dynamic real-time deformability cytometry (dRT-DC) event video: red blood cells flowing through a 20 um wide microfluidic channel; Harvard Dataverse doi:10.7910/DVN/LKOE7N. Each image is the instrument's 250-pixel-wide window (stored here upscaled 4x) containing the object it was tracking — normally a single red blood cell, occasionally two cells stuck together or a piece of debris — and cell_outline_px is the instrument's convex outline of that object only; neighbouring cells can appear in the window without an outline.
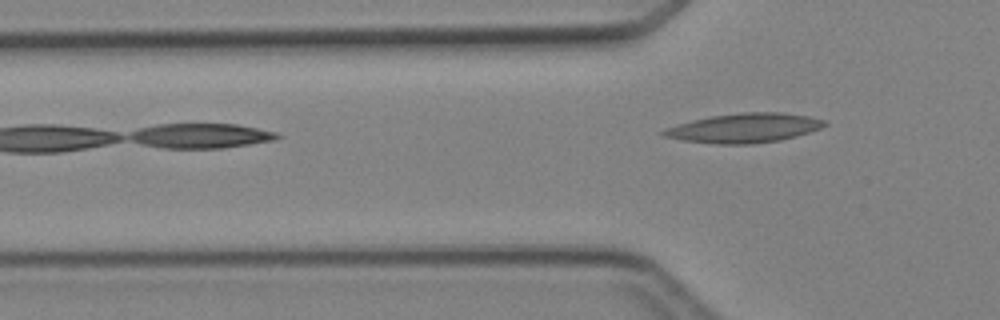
{"species": "Egyptian fruit bat (a non-hibernating species)", "species_latin": "Rousettus aegyptiacus", "temperature_condition": "cold", "stored_images_in_passage": 6, "camera_frame_rate_fps": 3000, "um_per_image_px": 0.085, "animal": {"sex": "female"}, "frame": {"image": 1, "passage_image": 4, "time_ms": 4.667, "image_size_px": [1000, 320], "cell_outline_px": [[828, 124], [820, 128], [796, 136], [780, 140], [752, 144], [716, 144], [684, 140], [664, 136], [660, 132], [664, 128], [676, 124], [692, 120], [712, 116], [744, 112], [784, 112], [808, 116], [824, 120]], "centroid_in_image_um": [63.25, 10.88], "position_along_channel_um": 62.5, "area_um2": 27.46}}
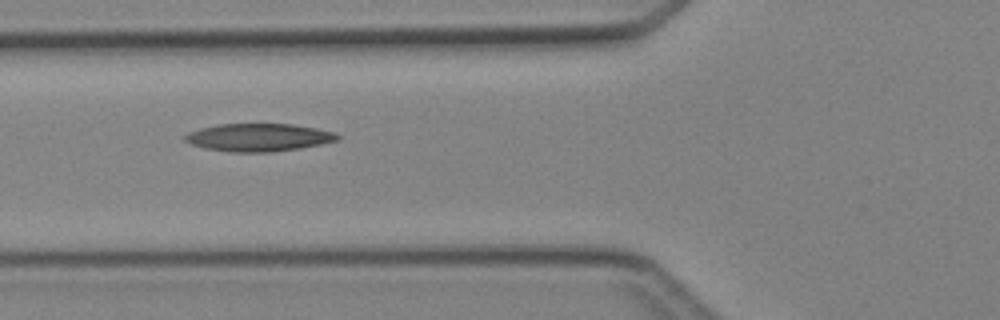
{"frame": {"image": 2, "passage_image": 5, "time_ms": 5.667, "image_size_px": [1000, 320], "cell_outline_px": [[340, 140], [300, 148], [272, 152], [232, 152], [204, 148], [192, 144], [184, 140], [184, 136], [188, 132], [200, 128], [216, 124], [292, 124], [316, 128], [336, 132], [340, 136]], "centroid_in_image_um": [21.99, 11.68], "position_along_channel_um": 103.8, "area_um2": 24.8}}
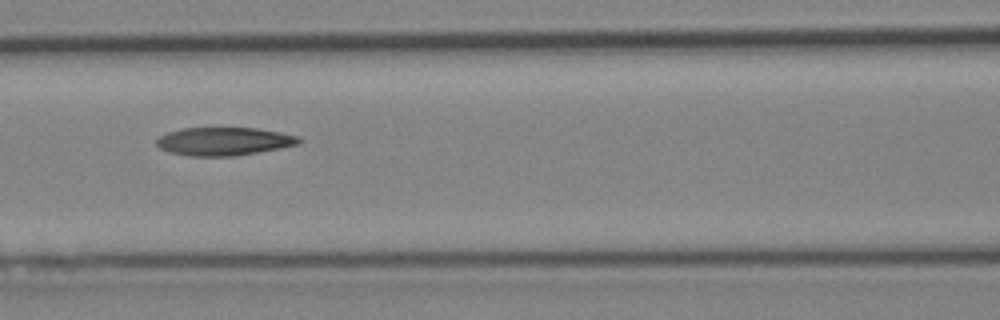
{"frame": {"image": 3, "passage_image": 6, "time_ms": 6.667, "image_size_px": [1000, 320], "cell_outline_px": [[304, 140], [300, 144], [280, 148], [236, 156], [188, 156], [168, 152], [160, 148], [156, 144], [156, 140], [160, 136], [168, 132], [180, 128], [256, 128], [280, 132], [300, 136]], "centroid_in_image_um": [19.06, 12.02], "position_along_channel_um": 147.5, "area_um2": 23.58}}